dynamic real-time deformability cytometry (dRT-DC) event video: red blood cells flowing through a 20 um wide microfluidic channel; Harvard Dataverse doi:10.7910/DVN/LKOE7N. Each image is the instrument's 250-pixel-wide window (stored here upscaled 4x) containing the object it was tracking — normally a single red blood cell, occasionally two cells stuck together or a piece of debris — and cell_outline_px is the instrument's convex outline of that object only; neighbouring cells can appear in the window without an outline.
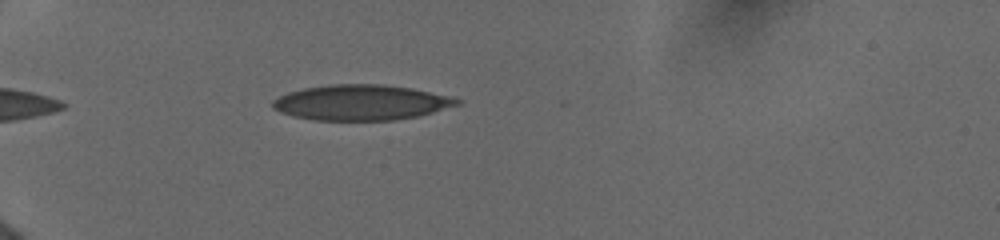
{"species": "human", "species_latin": "Homo sapiens", "temperature_condition": "cold", "stored_images_in_passage": 1, "camera_frame_rate_fps": 3000, "um_per_image_px": 0.085, "donor": {"sex": "female"}, "frame": {"image": 1, "passage_image": 1, "time_ms": 0.0, "image_size_px": [1000, 240], "cell_outline_px": [[460, 104], [432, 112], [416, 116], [392, 120], [316, 120], [292, 116], [280, 112], [272, 108], [272, 100], [288, 92], [304, 88], [328, 84], [384, 84], [412, 88], [452, 96], [460, 100]], "centroid_in_image_um": [30.67, 8.7], "position_along_channel_um": 54.3, "area_um2": 38.03}}